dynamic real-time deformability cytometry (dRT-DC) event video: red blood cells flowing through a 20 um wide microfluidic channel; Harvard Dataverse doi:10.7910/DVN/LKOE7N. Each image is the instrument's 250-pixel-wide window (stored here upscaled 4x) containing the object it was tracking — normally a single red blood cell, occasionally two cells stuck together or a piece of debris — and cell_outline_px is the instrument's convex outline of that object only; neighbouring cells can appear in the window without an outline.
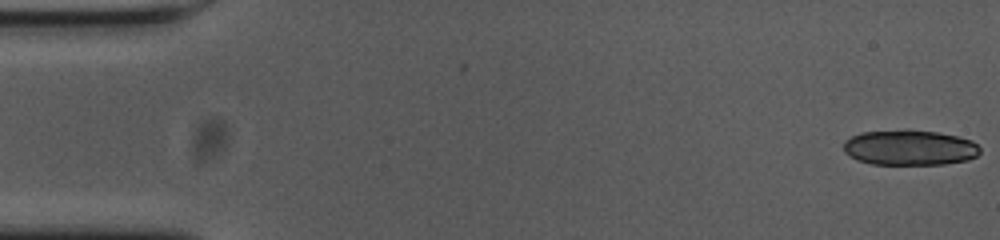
{"species": "common noctule bat (a hibernating species)", "species_latin": "Nyctalus noctula", "temperature_condition": "cold", "stored_images_in_passage": 54, "camera_frame_rate_fps": 3000, "um_per_image_px": 0.085, "animal": {"sex": "female", "body_mass_g": 23.0, "forearm_length_mm": 53.4}, "frame": {"image": 1, "passage_image": 1, "time_ms": 0.0, "image_size_px": [1000, 240], "cell_outline_px": [[980, 152], [976, 156], [968, 160], [944, 164], [872, 164], [856, 160], [848, 156], [844, 152], [844, 140], [860, 132], [936, 132], [956, 136], [972, 140], [980, 148]], "centroid_in_image_um": [77.31, 12.59], "position_along_channel_um": 7.7, "area_um2": 27.46}}
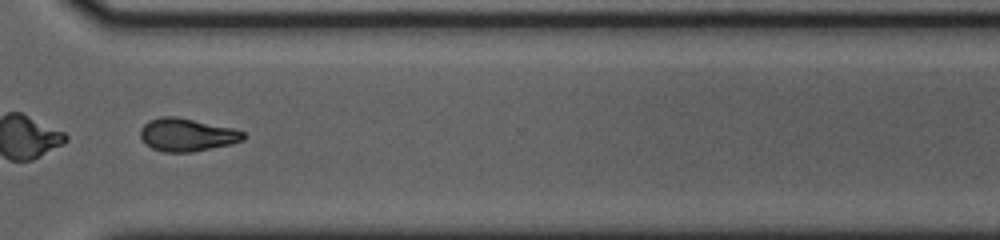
{"frame": {"image": 2, "passage_image": 41, "time_ms": 13.333, "image_size_px": [1000, 240], "cell_outline_px": [[248, 136], [244, 140], [232, 144], [192, 152], [164, 152], [152, 148], [144, 144], [140, 136], [140, 128], [148, 120], [160, 116], [176, 116], [232, 128], [244, 132]], "centroid_in_image_um": [15.88, 11.46], "position_along_channel_um": 354.7, "area_um2": 20.0}, "authors_computed_cell_mechanics": {"area_um2": 20.3456, "velocity_mm_per_s": 3.6782, "shape_relaxation_time_tau1_ms": 4.3249, "shape_relaxation_time_tau2_ms": 4.8999, "deformation_change_tau1": 0.1695, "deformation_change_tau2": 0.1196}}